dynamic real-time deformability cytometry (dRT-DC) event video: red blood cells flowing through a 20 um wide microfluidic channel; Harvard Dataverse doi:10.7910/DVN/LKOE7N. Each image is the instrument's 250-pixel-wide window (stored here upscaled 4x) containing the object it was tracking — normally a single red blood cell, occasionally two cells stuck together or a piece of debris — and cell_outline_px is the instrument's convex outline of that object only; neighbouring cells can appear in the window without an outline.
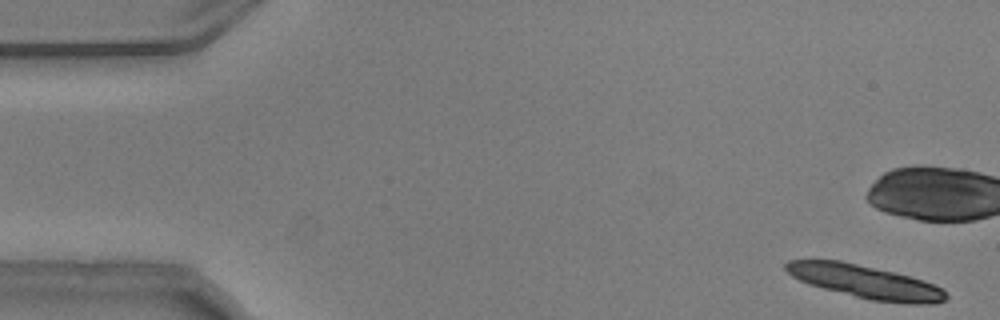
{"species": "common noctule bat (a hibernating species)", "species_latin": "Nyctalus noctula", "temperature_condition": "warm", "stored_images_in_passage": 19, "camera_frame_rate_fps": 3000, "um_per_image_px": 0.085, "animal": {"sex": "male", "body_mass_g": 20.5, "forearm_length_mm": 52.5}, "frame": {"image": 1, "passage_image": 1, "time_ms": 0.0, "image_size_px": [1000, 320], "cell_outline_px": [[948, 296], [944, 300], [936, 304], [908, 304], [872, 300], [808, 284], [792, 276], [784, 268], [784, 264], [788, 260], [840, 260], [896, 272], [924, 280], [944, 288]], "centroid_in_image_um": [73.61, 23.94], "position_along_channel_um": 11.4, "area_um2": 31.04}}